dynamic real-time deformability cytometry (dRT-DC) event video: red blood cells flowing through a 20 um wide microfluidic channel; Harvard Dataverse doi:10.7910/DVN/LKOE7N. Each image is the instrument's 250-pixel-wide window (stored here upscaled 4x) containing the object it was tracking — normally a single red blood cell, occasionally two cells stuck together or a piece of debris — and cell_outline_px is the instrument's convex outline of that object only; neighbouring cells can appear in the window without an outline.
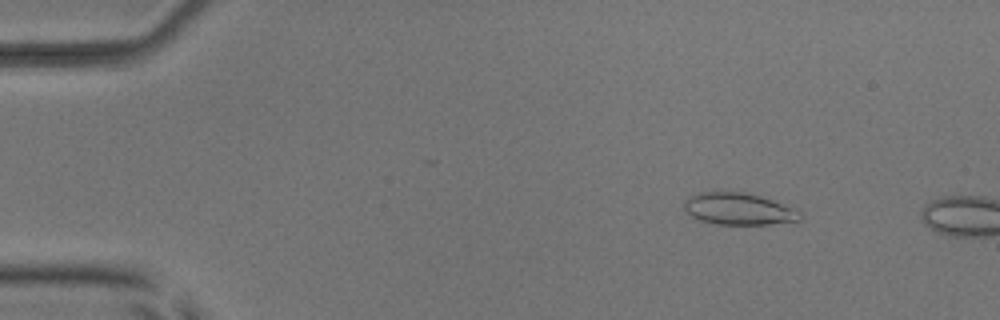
{"species": "common noctule bat (a hibernating species)", "species_latin": "Nyctalus noctula", "temperature_condition": "room temperature", "stored_images_in_passage": 10, "camera_frame_rate_fps": 3000, "um_per_image_px": 0.085, "animal": {"sex": "male", "body_mass_g": 17.9, "forearm_length_mm": 54.2}, "frame": {"image": 1, "passage_image": 7, "time_ms": 2.0, "image_size_px": [1000, 320], "cell_outline_px": [[804, 220], [768, 224], [716, 224], [700, 220], [692, 216], [684, 208], [684, 200], [688, 196], [700, 192], [744, 192], [760, 196], [800, 208], [804, 212]], "centroid_in_image_um": [62.89, 17.76], "position_along_channel_um": 22.1, "area_um2": 21.96}}